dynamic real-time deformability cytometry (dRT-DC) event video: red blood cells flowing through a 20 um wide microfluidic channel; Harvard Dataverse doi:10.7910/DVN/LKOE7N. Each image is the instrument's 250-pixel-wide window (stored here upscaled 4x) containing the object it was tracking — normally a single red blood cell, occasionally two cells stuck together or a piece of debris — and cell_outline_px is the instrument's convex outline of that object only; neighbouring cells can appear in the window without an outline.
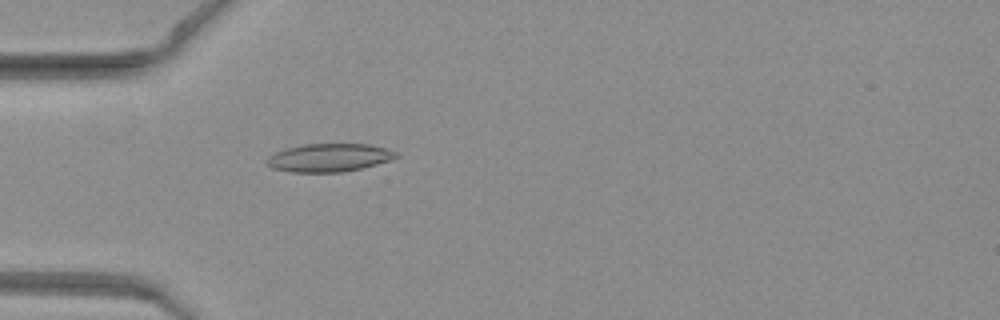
{"species": "common noctule bat (a hibernating species)", "species_latin": "Nyctalus noctula", "temperature_condition": "warm", "stored_images_in_passage": 53, "camera_frame_rate_fps": 3000, "um_per_image_px": 0.085, "animal": {"sex": "female", "body_mass_g": 19.3, "forearm_length_mm": 54.1}, "frame": {"image": 1, "passage_image": 17, "time_ms": 5.333, "image_size_px": [1000, 320], "cell_outline_px": [[400, 156], [376, 164], [360, 168], [340, 172], [292, 172], [272, 168], [264, 160], [268, 156], [284, 148], [304, 144], [368, 144], [400, 152]], "centroid_in_image_um": [27.95, 13.39], "position_along_channel_um": 57.0, "area_um2": 21.15}}
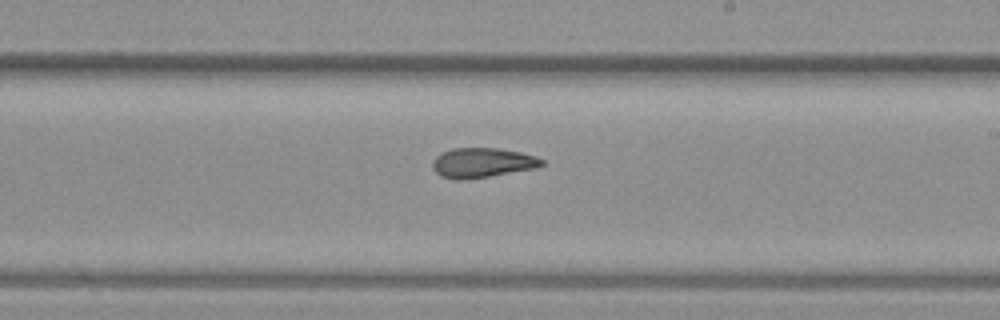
{"frame": {"image": 2, "passage_image": 32, "time_ms": 10.333, "image_size_px": [1000, 320], "cell_outline_px": [[544, 164], [536, 168], [464, 180], [460, 180], [440, 176], [432, 168], [432, 160], [440, 152], [452, 148], [496, 148], [520, 152], [536, 156], [544, 160]], "centroid_in_image_um": [40.96, 13.82], "position_along_channel_um": 248.0, "area_um2": 18.96}}
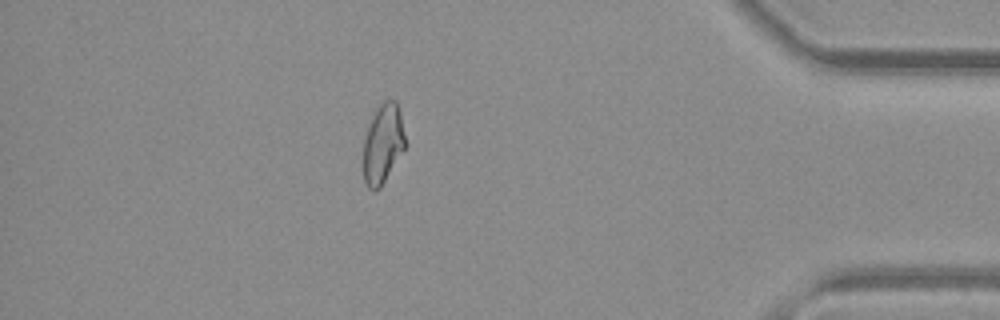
{"frame": {"image": 3, "passage_image": 47, "time_ms": 15.333, "image_size_px": [1000, 320], "cell_outline_px": [[408, 144], [380, 188], [376, 192], [368, 188], [364, 180], [364, 140], [368, 124], [376, 108], [384, 100], [396, 100], [400, 112]], "centroid_in_image_um": [32.57, 12.21], "position_along_channel_um": 402.6, "area_um2": 19.71}}